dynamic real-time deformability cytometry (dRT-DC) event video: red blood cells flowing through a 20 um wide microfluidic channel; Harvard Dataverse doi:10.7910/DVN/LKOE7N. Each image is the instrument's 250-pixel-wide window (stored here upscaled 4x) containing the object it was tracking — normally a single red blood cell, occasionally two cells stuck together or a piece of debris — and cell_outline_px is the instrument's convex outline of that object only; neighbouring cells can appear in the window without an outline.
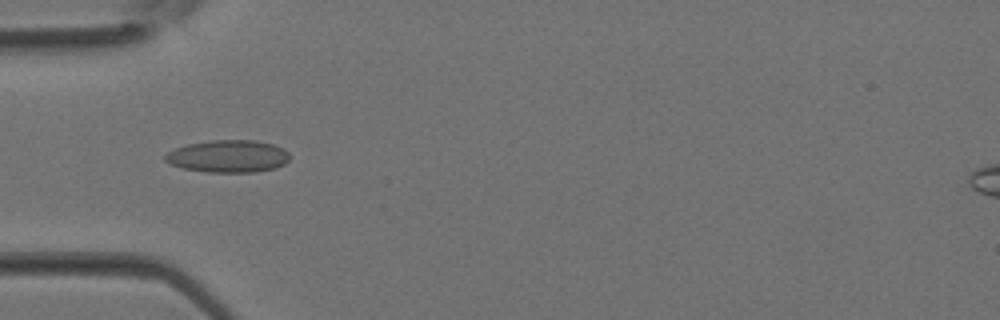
{"species": "Egyptian fruit bat (a non-hibernating species)", "species_latin": "Rousettus aegyptiacus", "temperature_condition": "room temperature", "stored_images_in_passage": 4, "camera_frame_rate_fps": 3000, "um_per_image_px": 0.085, "animal": {"sex": "female"}, "frame": {"image": 1, "passage_image": 4, "time_ms": 1.0, "image_size_px": [1000, 320], "cell_outline_px": [[288, 160], [284, 164], [276, 168], [256, 172], [208, 172], [184, 168], [172, 164], [164, 160], [164, 156], [168, 152], [176, 148], [188, 144], [212, 140], [256, 140], [272, 144], [284, 148], [288, 152]], "centroid_in_image_um": [19.42, 13.28], "position_along_channel_um": 65.6, "area_um2": 23.41}}